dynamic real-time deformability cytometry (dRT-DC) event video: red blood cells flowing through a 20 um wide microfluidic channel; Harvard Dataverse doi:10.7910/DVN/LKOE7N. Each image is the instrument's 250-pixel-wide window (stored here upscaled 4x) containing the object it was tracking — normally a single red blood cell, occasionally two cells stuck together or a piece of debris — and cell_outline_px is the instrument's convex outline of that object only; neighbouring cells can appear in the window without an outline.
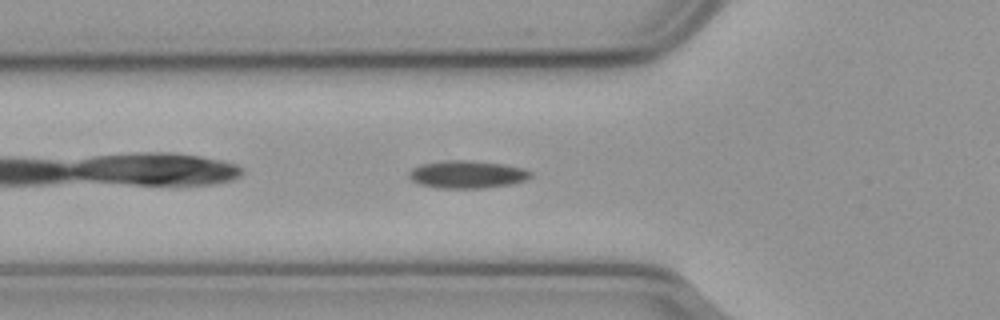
{"species": "common noctule bat (a hibernating species)", "species_latin": "Nyctalus noctula", "temperature_condition": "cold", "stored_images_in_passage": 39, "camera_frame_rate_fps": 3000, "um_per_image_px": 0.085, "animal": {"sex": "male", "body_mass_g": 23.1, "forearm_length_mm": 52.7}, "frame": {"image": 1, "passage_image": 9, "time_ms": 2.667, "image_size_px": [1000, 320], "cell_outline_px": [[532, 176], [524, 180], [512, 184], [484, 188], [436, 188], [416, 184], [408, 176], [408, 172], [412, 168], [424, 164], [456, 160], [464, 160], [504, 164], [524, 168], [532, 172]], "centroid_in_image_um": [39.71, 14.84], "position_along_channel_um": 86.1, "area_um2": 19.54}}
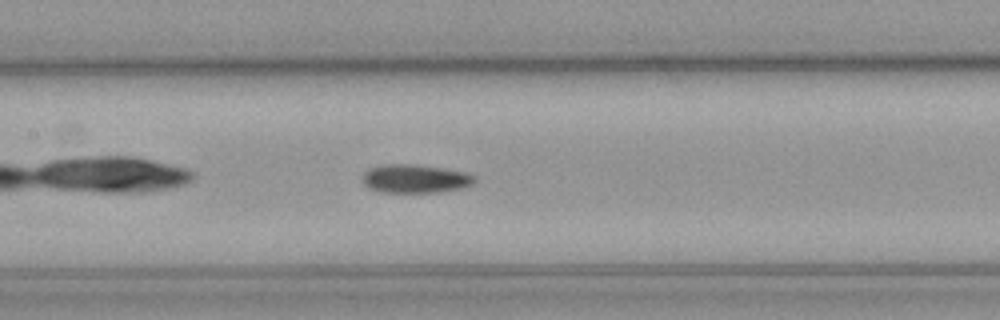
{"frame": {"image": 2, "passage_image": 16, "time_ms": 5.0, "image_size_px": [1000, 320], "cell_outline_px": [[476, 180], [472, 184], [460, 188], [440, 192], [380, 192], [368, 188], [364, 184], [364, 172], [372, 168], [388, 164], [408, 164], [440, 168], [464, 172], [476, 176]], "centroid_in_image_um": [35.3, 15.2], "position_along_channel_um": 172.1, "area_um2": 18.26}}
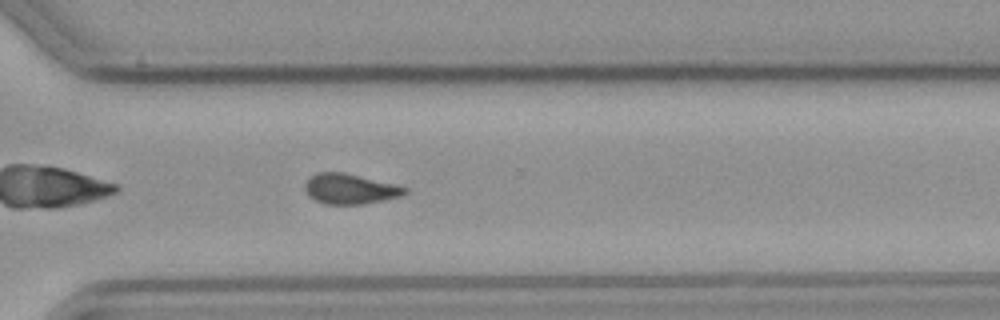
{"frame": {"image": 3, "passage_image": 30, "time_ms": 9.667, "image_size_px": [1000, 320], "cell_outline_px": [[408, 192], [404, 196], [364, 204], [324, 204], [308, 196], [304, 188], [304, 184], [316, 172], [344, 172], [396, 184], [408, 188]], "centroid_in_image_um": [29.78, 16.06], "position_along_channel_um": 340.8, "area_um2": 17.8}, "authors_computed_cell_mechanics": {"area_um2": 17.9758, "velocity_mm_per_s": 3.628, "shape_relaxation_time_tau1_ms": null, "shape_relaxation_time_tau2_ms": 4.8577, "deformation_change_tau1": null, "deformation_change_tau2": 0.1098}}